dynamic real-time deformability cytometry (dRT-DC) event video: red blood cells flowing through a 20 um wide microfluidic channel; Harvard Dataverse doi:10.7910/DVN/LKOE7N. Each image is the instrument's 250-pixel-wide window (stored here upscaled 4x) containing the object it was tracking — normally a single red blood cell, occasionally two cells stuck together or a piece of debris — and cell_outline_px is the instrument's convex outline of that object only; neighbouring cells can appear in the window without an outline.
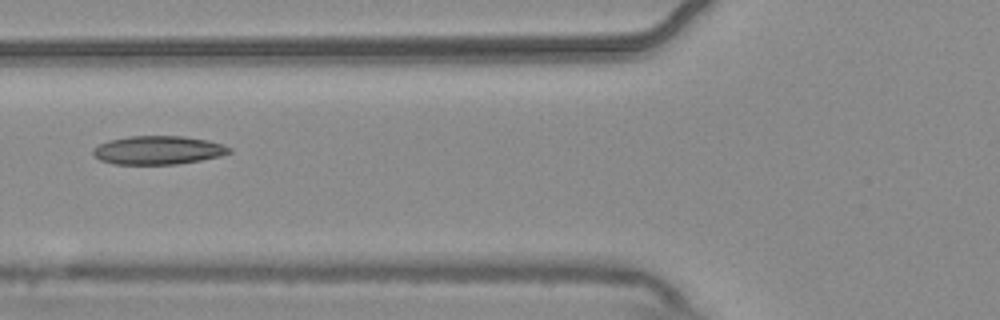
{"species": "common noctule bat (a hibernating species)", "species_latin": "Nyctalus noctula", "temperature_condition": "warm", "stored_images_in_passage": 2, "camera_frame_rate_fps": 3000, "um_per_image_px": 0.085, "animal": {"sex": "male", "body_mass_g": 20.4}, "frame": {"image": 1, "passage_image": 2, "time_ms": 0.333, "image_size_px": [1000, 320], "cell_outline_px": [[232, 152], [220, 156], [200, 160], [176, 164], [112, 164], [100, 160], [92, 152], [92, 148], [108, 140], [128, 136], [184, 136], [208, 140], [224, 144], [232, 148]], "centroid_in_image_um": [13.45, 12.76], "position_along_channel_um": 112.3, "area_um2": 22.77}}